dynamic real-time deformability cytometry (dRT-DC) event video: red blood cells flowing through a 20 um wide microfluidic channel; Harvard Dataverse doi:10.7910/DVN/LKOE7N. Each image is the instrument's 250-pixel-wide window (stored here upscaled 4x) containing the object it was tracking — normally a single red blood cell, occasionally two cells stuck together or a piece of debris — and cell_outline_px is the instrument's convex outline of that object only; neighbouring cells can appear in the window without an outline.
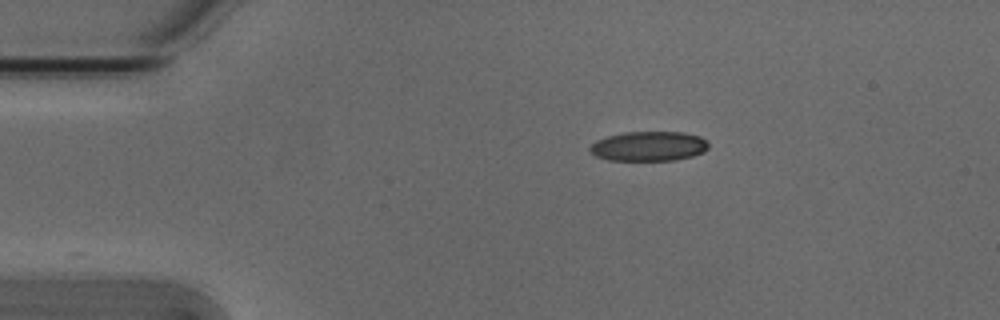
{"species": "Egyptian fruit bat (a non-hibernating species)", "species_latin": "Rousettus aegyptiacus", "temperature_condition": "cold", "stored_images_in_passage": 8, "camera_frame_rate_fps": 3000, "um_per_image_px": 0.085, "animal": {"sex": "male"}, "frame": {"image": 1, "passage_image": 1, "time_ms": 0.0, "image_size_px": [1000, 320], "cell_outline_px": [[708, 148], [704, 152], [692, 156], [676, 160], [608, 160], [596, 156], [588, 152], [588, 148], [596, 140], [608, 136], [624, 132], [684, 132], [700, 136], [708, 140]], "centroid_in_image_um": [55.15, 12.42], "position_along_channel_um": 29.9, "area_um2": 20.69}}